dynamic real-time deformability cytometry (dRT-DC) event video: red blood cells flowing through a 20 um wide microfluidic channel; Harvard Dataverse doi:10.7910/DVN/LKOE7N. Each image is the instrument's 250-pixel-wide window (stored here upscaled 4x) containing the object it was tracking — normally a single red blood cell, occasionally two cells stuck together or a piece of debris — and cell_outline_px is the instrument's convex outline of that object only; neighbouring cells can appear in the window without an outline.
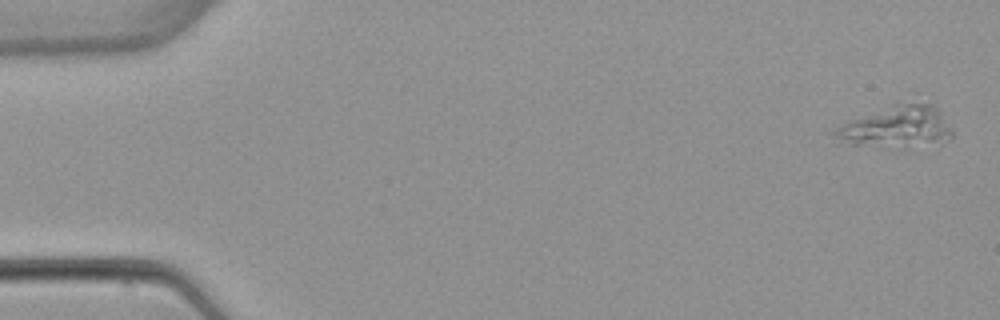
{"species": "common noctule bat (a hibernating species)", "species_latin": "Nyctalus noctula", "temperature_condition": "warm", "stored_images_in_passage": 4, "camera_frame_rate_fps": 3000, "um_per_image_px": 0.085, "animal": {"sex": "female", "body_mass_g": 22.7, "forearm_length_mm": 54.2}, "frame": {"image": 1, "passage_image": 1, "time_ms": 0.0, "image_size_px": [1000, 320], "cell_outline_px": [[952, 140], [936, 148], [840, 144], [828, 132], [852, 120], [896, 100], [900, 100], [928, 104], [936, 108], [940, 112], [952, 132]], "centroid_in_image_um": [76.23, 10.8], "position_along_channel_um": 8.8, "area_um2": 29.65}}
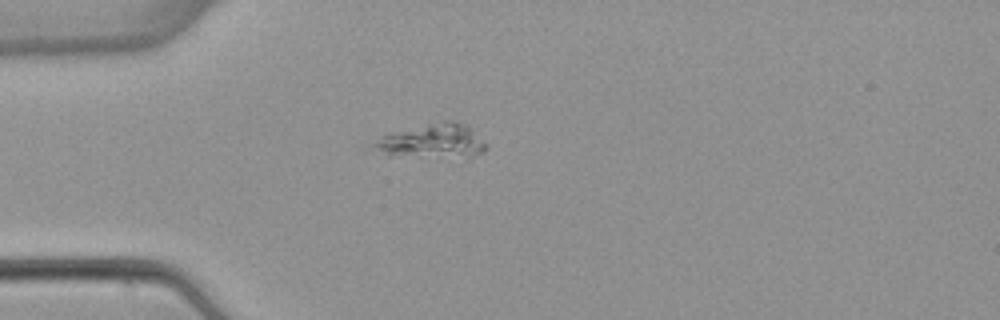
{"frame": {"image": 2, "passage_image": 4, "time_ms": 4.333, "image_size_px": [1000, 320], "cell_outline_px": [[488, 148], [484, 152], [472, 156], [388, 156], [372, 144], [384, 136], [392, 132], [444, 120], [456, 120], [464, 124], [488, 144]], "centroid_in_image_um": [36.81, 11.98], "position_along_channel_um": 48.2, "area_um2": 21.79}}